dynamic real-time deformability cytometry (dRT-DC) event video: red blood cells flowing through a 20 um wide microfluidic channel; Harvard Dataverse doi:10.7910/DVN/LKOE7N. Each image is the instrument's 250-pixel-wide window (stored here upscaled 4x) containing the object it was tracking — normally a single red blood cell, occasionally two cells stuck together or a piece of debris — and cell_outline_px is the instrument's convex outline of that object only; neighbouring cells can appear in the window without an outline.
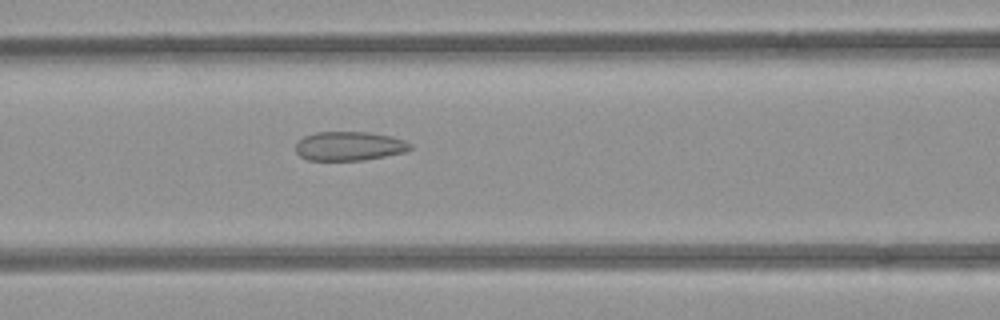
{"species": "common noctule bat (a hibernating species)", "species_latin": "Nyctalus noctula", "temperature_condition": "room temperature", "stored_images_in_passage": 44, "camera_frame_rate_fps": 3000, "um_per_image_px": 0.085, "animal": {"sex": "female", "body_mass_g": 21.9}, "frame": {"image": 1, "passage_image": 23, "time_ms": 7.333, "image_size_px": [1000, 320], "cell_outline_px": [[412, 148], [404, 152], [364, 160], [308, 160], [300, 156], [296, 152], [296, 144], [304, 136], [316, 132], [368, 132], [392, 136], [404, 140], [412, 144]], "centroid_in_image_um": [29.7, 12.41], "position_along_channel_um": 136.9, "area_um2": 19.36}}
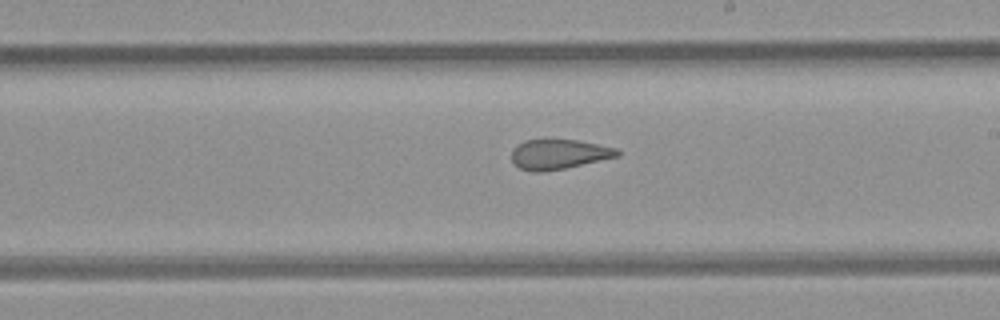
{"frame": {"image": 2, "passage_image": 31, "time_ms": 10.0, "image_size_px": [1000, 320], "cell_outline_px": [[620, 156], [564, 168], [544, 172], [532, 172], [520, 168], [512, 160], [512, 148], [524, 140], [544, 136], [576, 140], [616, 148], [620, 152]], "centroid_in_image_um": [47.45, 13.06], "position_along_channel_um": 241.6, "area_um2": 18.96}}
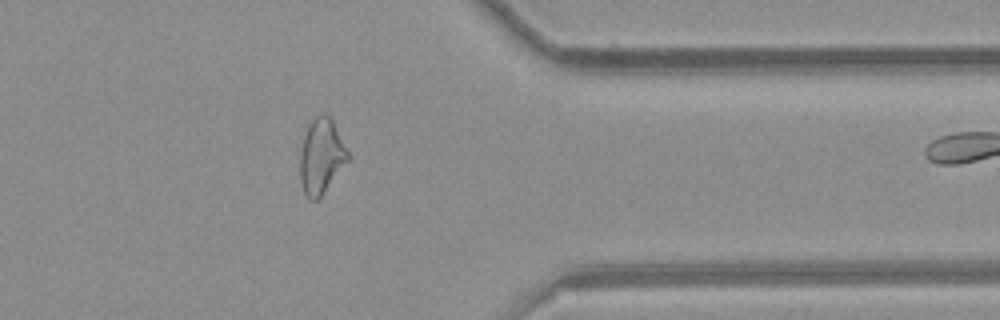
{"frame": {"image": 3, "passage_image": 43, "time_ms": 14.0, "image_size_px": [1000, 320], "cell_outline_px": [[348, 160], [320, 196], [316, 200], [308, 200], [304, 192], [300, 180], [300, 152], [304, 136], [308, 124], [312, 116], [316, 112], [324, 112], [332, 120], [348, 152]], "centroid_in_image_um": [27.27, 13.22], "position_along_channel_um": 384.1, "area_um2": 20.75}}